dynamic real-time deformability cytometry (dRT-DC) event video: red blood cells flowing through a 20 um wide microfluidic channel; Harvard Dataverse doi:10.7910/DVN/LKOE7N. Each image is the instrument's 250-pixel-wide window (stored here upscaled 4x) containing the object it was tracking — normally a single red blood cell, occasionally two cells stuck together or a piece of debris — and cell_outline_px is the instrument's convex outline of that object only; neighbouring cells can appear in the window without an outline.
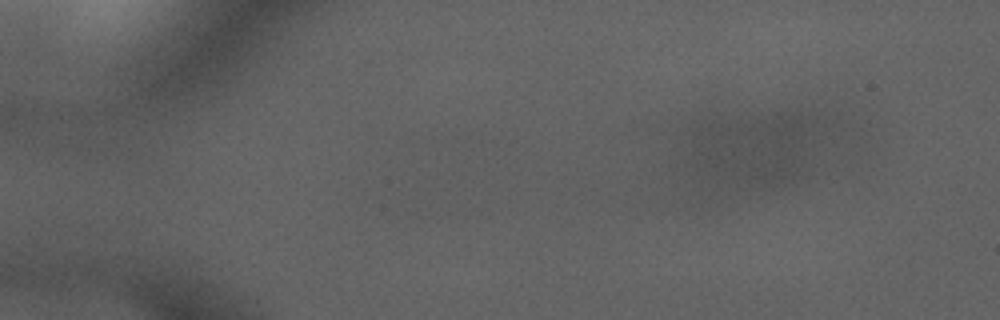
{"species": "common noctule bat (a hibernating species)", "species_latin": "Nyctalus noctula", "temperature_condition": "cold", "stored_images_in_passage": 5, "segment_of_instrument_passage": [1, 2], "camera_frame_rate_fps": 3000, "um_per_image_px": 0.085, "animal": {"sex": "male", "forearm_length_mm": 52.5}, "frame": {"image": 1, "passage_image": 2, "time_ms": 1.333, "image_size_px": [1000, 320], "cell_outline_px": [[136, 160], [48, 160], [48, 144], [56, 140], [96, 140], [116, 144], [136, 152]], "centroid_in_image_um": [7.5, 12.83], "position_along_channel_um": 77.5, "area_um2": 11.16}}